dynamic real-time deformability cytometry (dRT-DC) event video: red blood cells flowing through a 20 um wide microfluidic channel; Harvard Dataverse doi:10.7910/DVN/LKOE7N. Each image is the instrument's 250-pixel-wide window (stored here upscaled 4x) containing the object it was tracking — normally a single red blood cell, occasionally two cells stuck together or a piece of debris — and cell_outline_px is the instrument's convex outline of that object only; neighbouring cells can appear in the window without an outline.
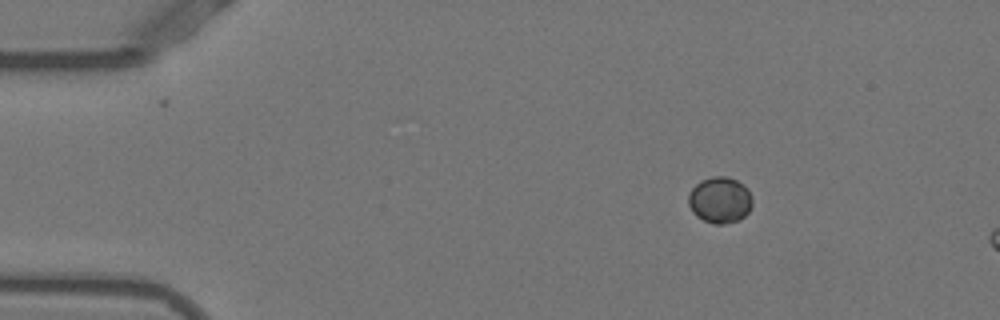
{"species": "Egyptian fruit bat (a non-hibernating species)", "species_latin": "Rousettus aegyptiacus", "temperature_condition": "warm", "stored_images_in_passage": 6, "camera_frame_rate_fps": 3000, "um_per_image_px": 0.085, "animal": {"sex": "female"}, "frame": {"image": 1, "passage_image": 1, "time_ms": 0.0, "image_size_px": [1000, 320], "cell_outline_px": [[752, 204], [748, 212], [740, 220], [724, 224], [712, 224], [696, 216], [692, 212], [688, 204], [688, 196], [692, 188], [700, 180], [712, 176], [728, 176], [744, 184], [748, 188], [752, 196]], "centroid_in_image_um": [61.2, 16.99], "position_along_channel_um": 23.8, "area_um2": 17.51}}